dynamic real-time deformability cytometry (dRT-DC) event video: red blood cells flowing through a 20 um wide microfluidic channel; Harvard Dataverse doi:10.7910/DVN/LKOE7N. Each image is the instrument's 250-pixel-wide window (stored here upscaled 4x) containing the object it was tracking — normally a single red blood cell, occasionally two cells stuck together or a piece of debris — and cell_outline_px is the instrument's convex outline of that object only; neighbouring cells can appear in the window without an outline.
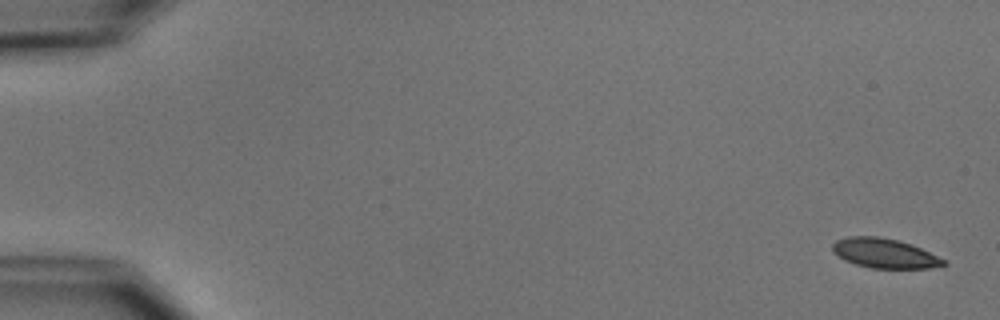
{"species": "common noctule bat (a hibernating species)", "species_latin": "Nyctalus noctula", "temperature_condition": "cold", "stored_images_in_passage": 15, "camera_frame_rate_fps": 3000, "um_per_image_px": 0.085, "animal": {"sex": "male", "body_mass_g": 15.6}, "frame": {"image": 1, "passage_image": 1, "time_ms": 0.0, "image_size_px": [1000, 320], "cell_outline_px": [[948, 264], [928, 268], [872, 268], [856, 264], [844, 260], [832, 252], [832, 244], [836, 240], [848, 236], [880, 236], [900, 240], [912, 244], [944, 260]], "centroid_in_image_um": [75.13, 21.51], "position_along_channel_um": 9.9, "area_um2": 19.13}}
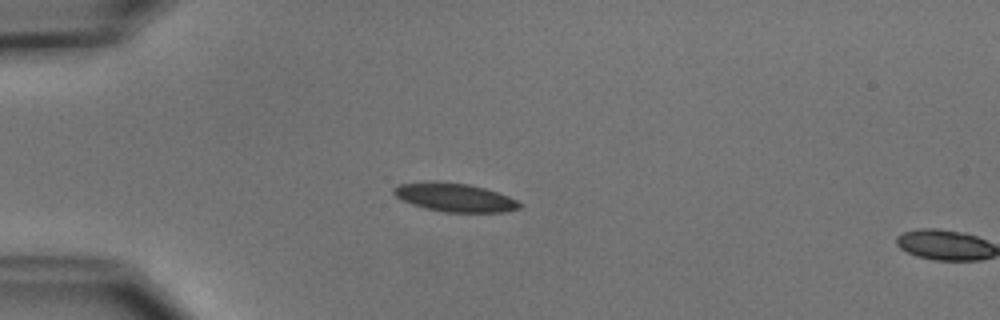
{"frame": {"image": 2, "passage_image": 14, "time_ms": 4.333, "image_size_px": [1000, 320], "cell_outline_px": [[524, 204], [520, 208], [504, 212], [444, 212], [424, 208], [400, 200], [392, 192], [392, 188], [400, 184], [436, 180], [468, 184], [484, 188], [508, 196]], "centroid_in_image_um": [38.62, 16.77], "position_along_channel_um": 46.4, "area_um2": 21.1}}